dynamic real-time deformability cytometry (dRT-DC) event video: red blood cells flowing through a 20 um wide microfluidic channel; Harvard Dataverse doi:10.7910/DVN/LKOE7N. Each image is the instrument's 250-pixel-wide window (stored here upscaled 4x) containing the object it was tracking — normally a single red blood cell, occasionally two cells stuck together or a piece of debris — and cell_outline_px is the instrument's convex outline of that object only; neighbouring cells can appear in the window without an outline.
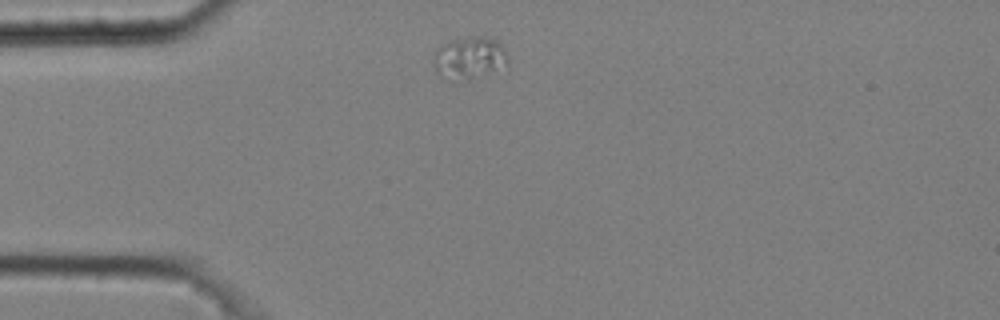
{"species": "common noctule bat (a hibernating species)", "species_latin": "Nyctalus noctula", "temperature_condition": "cold", "stored_images_in_passage": 3, "camera_frame_rate_fps": 3000, "um_per_image_px": 0.085, "animal": {"sex": "male", "body_mass_g": 20.4}, "frame": {"image": 1, "passage_image": 1, "time_ms": 0.0, "image_size_px": [1000, 320], "cell_outline_px": [[508, 64], [488, 72], [468, 76], [444, 80], [436, 72], [432, 60], [432, 56], [436, 48], [444, 44], [456, 40], [476, 36], [480, 36], [496, 40], [504, 48], [508, 56]], "centroid_in_image_um": [39.85, 4.88], "position_along_channel_um": 45.2, "area_um2": 17.57}}